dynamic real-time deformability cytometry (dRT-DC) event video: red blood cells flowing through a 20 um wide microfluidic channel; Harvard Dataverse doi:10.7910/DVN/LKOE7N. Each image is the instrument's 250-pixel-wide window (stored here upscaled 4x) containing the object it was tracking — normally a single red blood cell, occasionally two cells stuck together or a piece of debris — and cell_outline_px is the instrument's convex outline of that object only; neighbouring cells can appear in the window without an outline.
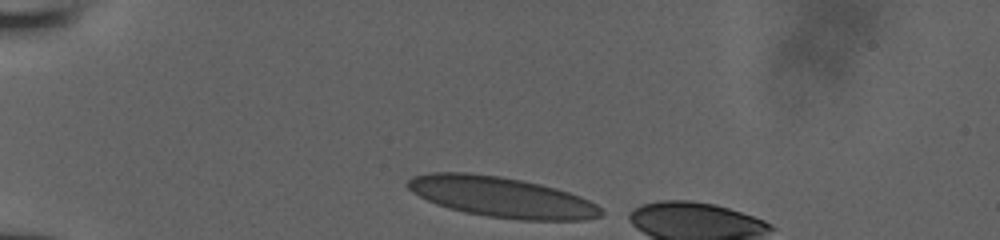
{"species": "human", "species_latin": "Homo sapiens", "temperature_condition": "room temperature", "stored_images_in_passage": 7, "camera_frame_rate_fps": 3000, "um_per_image_px": 0.085, "donor": {"sex": "male"}, "frame": {"image": 1, "passage_image": 1, "time_ms": 0.0, "image_size_px": [1000, 240], "cell_outline_px": [[604, 212], [600, 216], [588, 220], [520, 220], [488, 216], [464, 212], [448, 208], [436, 204], [412, 192], [404, 184], [412, 176], [428, 172], [468, 172], [500, 176], [540, 184], [556, 188], [580, 196], [596, 204]], "centroid_in_image_um": [42.61, 16.74], "position_along_channel_um": 42.4, "area_um2": 45.6}}
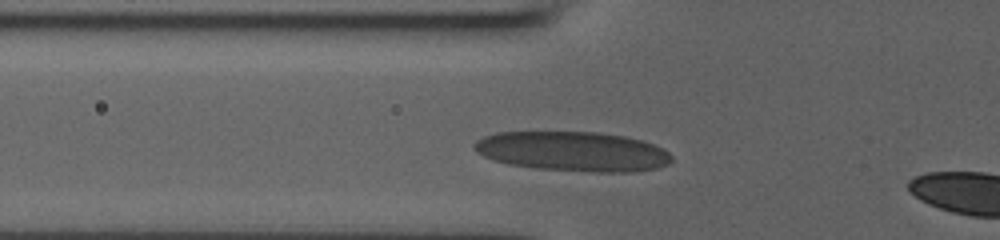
{"frame": {"image": 2, "passage_image": 5, "time_ms": 1.333, "image_size_px": [1000, 240], "cell_outline_px": [[672, 160], [668, 164], [660, 168], [632, 172], [592, 172], [536, 168], [508, 164], [492, 160], [476, 152], [472, 148], [472, 144], [476, 140], [484, 136], [496, 132], [596, 132], [624, 136], [644, 140], [664, 148], [672, 156]], "centroid_in_image_um": [48.7, 12.87], "position_along_channel_um": 77.1, "area_um2": 46.12}}